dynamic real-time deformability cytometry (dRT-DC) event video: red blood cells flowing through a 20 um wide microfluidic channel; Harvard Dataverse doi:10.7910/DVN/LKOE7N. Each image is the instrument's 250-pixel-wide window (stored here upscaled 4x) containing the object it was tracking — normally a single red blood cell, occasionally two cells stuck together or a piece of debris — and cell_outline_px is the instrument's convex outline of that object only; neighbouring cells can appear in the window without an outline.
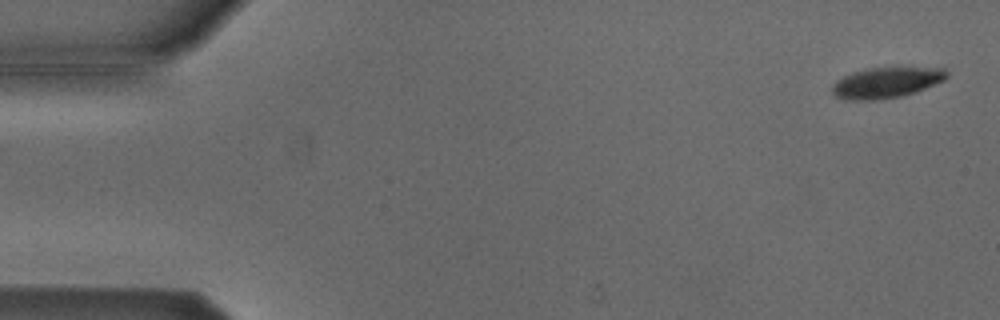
{"species": "Egyptian fruit bat (a non-hibernating species)", "species_latin": "Rousettus aegyptiacus", "temperature_condition": "cold", "stored_images_in_passage": 5, "camera_frame_rate_fps": 3000, "um_per_image_px": 0.085, "animal": {"sex": "male"}, "frame": {"image": 1, "passage_image": 1, "time_ms": 0.0, "image_size_px": [1000, 320], "cell_outline_px": [[948, 76], [944, 80], [916, 92], [900, 96], [876, 100], [844, 100], [836, 96], [832, 92], [832, 84], [836, 80], [852, 72], [868, 68], [944, 68], [948, 72]], "centroid_in_image_um": [75.31, 7.03], "position_along_channel_um": 9.7, "area_um2": 20.4}}